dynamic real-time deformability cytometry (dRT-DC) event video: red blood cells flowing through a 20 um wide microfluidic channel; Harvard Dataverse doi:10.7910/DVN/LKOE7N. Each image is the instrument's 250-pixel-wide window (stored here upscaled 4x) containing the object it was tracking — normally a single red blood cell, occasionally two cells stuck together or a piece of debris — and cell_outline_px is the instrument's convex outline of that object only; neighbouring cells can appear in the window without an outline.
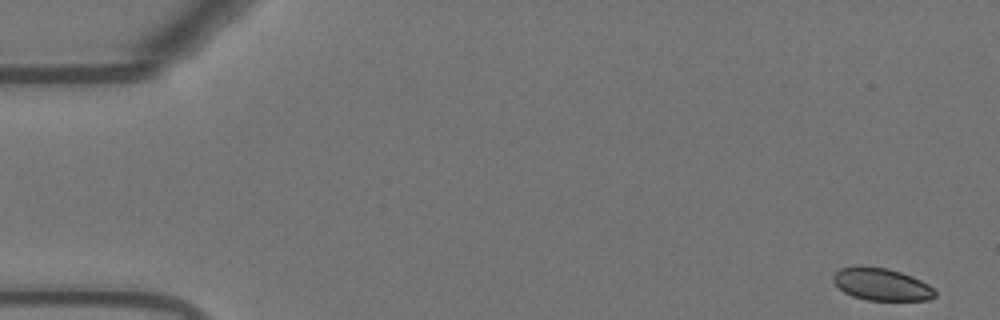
{"species": "Egyptian fruit bat (a non-hibernating species)", "species_latin": "Rousettus aegyptiacus", "temperature_condition": "warm", "stored_images_in_passage": 54, "camera_frame_rate_fps": 3000, "um_per_image_px": 0.085, "animal": {"sex": "female"}, "frame": {"image": 1, "passage_image": 1, "time_ms": 0.0, "image_size_px": [1000, 320], "cell_outline_px": [[936, 296], [928, 300], [868, 300], [852, 296], [844, 292], [832, 280], [832, 276], [840, 268], [860, 264], [888, 268], [912, 276], [928, 284], [936, 292]], "centroid_in_image_um": [74.9, 24.14], "position_along_channel_um": 10.1, "area_um2": 19.36}}
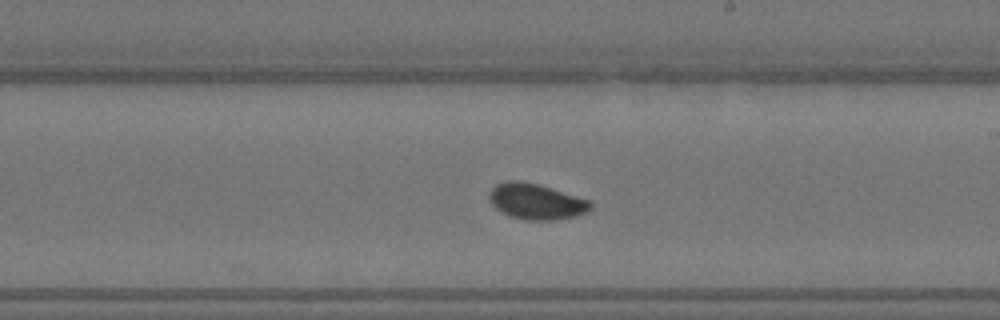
{"frame": {"image": 2, "passage_image": 31, "time_ms": 10.0, "image_size_px": [1000, 320], "cell_outline_px": [[592, 208], [588, 212], [576, 216], [552, 220], [528, 220], [508, 216], [500, 212], [492, 204], [488, 196], [492, 188], [496, 184], [508, 180], [520, 180], [552, 188], [588, 200], [592, 204]], "centroid_in_image_um": [45.55, 17.13], "position_along_channel_um": 243.4, "area_um2": 21.1}}
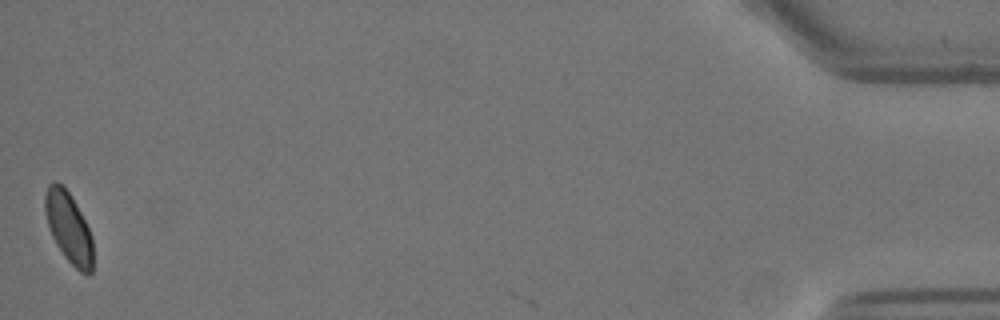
{"frame": {"image": 3, "passage_image": 54, "time_ms": 17.667, "image_size_px": [1000, 320], "cell_outline_px": [[92, 272], [88, 276], [80, 272], [64, 256], [56, 244], [48, 228], [44, 212], [44, 196], [48, 184], [56, 180], [64, 184], [72, 196], [92, 236]], "centroid_in_image_um": [5.81, 19.3], "position_along_channel_um": 429.4, "area_um2": 20.0}, "authors_computed_cell_mechanics": {"area_um2": 20.519, "velocity_mm_per_s": 3.6611, "shape_relaxation_time_tau1_ms": 4.5852, "shape_relaxation_time_tau2_ms": null, "deformation_change_tau1": 0.0872, "deformation_change_tau2": null}}